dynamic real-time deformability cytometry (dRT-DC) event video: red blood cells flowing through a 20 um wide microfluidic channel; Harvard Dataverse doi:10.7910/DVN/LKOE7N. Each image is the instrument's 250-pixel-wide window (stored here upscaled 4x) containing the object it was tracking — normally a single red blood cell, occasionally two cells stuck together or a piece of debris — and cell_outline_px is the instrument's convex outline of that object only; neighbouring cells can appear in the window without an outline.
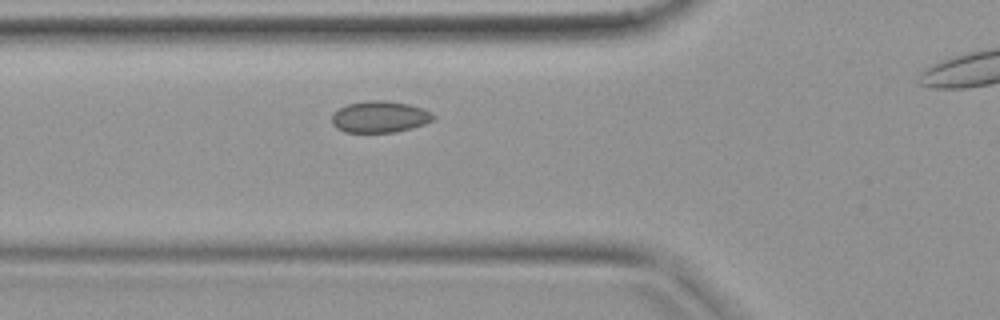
{"species": "common noctule bat (a hibernating species)", "species_latin": "Nyctalus noctula", "temperature_condition": "warm", "stored_images_in_passage": 30, "camera_frame_rate_fps": 3000, "um_per_image_px": 0.085, "animal": {"sex": "female", "body_mass_g": 19.9}, "frame": {"image": 1, "passage_image": 9, "time_ms": 2.667, "image_size_px": [1000, 320], "cell_outline_px": [[436, 116], [432, 120], [424, 124], [412, 128], [396, 132], [344, 132], [336, 128], [332, 124], [332, 116], [340, 108], [348, 104], [368, 100], [388, 100], [408, 104], [424, 108], [432, 112]], "centroid_in_image_um": [32.31, 9.93], "position_along_channel_um": 93.5, "area_um2": 18.73}}